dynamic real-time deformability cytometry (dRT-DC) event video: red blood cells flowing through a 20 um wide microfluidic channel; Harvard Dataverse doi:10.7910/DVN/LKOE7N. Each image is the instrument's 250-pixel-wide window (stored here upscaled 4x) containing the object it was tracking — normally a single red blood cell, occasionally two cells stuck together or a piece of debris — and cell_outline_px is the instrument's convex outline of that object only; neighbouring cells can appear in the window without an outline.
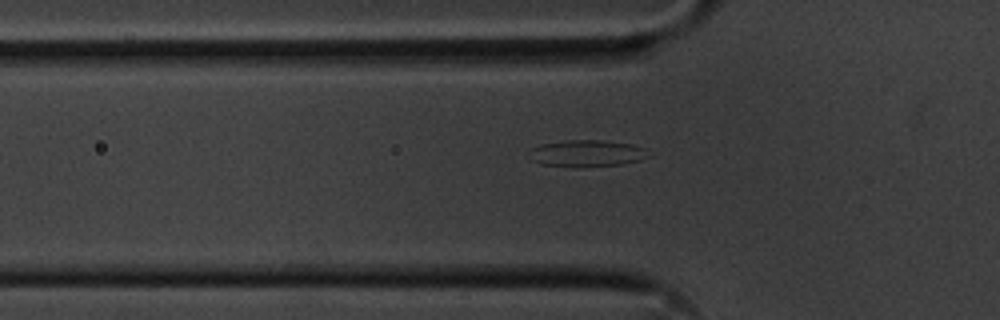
{"species": "common noctule bat (a hibernating species)", "species_latin": "Nyctalus noctula", "temperature_condition": "cold", "stored_images_in_passage": 42, "camera_frame_rate_fps": 3000, "um_per_image_px": 0.085, "animal": {"sex": "male", "body_mass_g": 20.1, "forearm_length_mm": 53.5}, "frame": {"image": 1, "passage_image": 5, "time_ms": 1.333, "image_size_px": [1000, 320], "cell_outline_px": [[644, 156], [640, 160], [624, 164], [540, 164], [528, 160], [532, 148], [540, 144], [568, 140], [600, 140], [632, 144], [644, 148]], "centroid_in_image_um": [49.81, 12.98], "position_along_channel_um": 76.0, "area_um2": 17.4}}
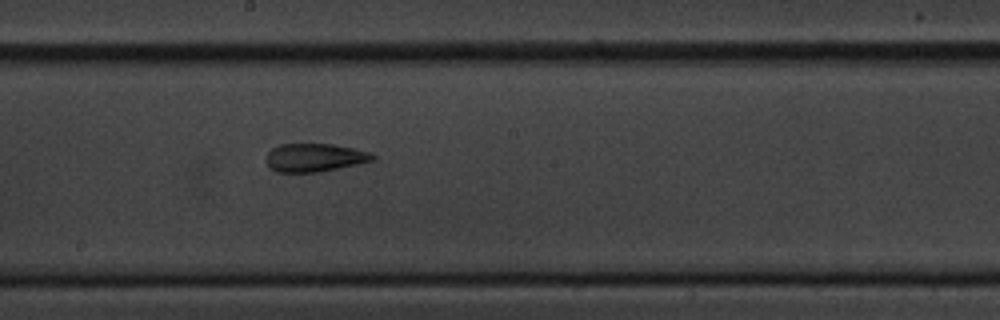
{"frame": {"image": 2, "passage_image": 17, "time_ms": 5.333, "image_size_px": [1000, 320], "cell_outline_px": [[376, 156], [372, 160], [356, 164], [320, 172], [276, 172], [268, 168], [264, 160], [264, 156], [272, 148], [280, 144], [332, 144], [372, 152]], "centroid_in_image_um": [26.67, 13.4], "position_along_channel_um": 221.5, "area_um2": 17.69}}
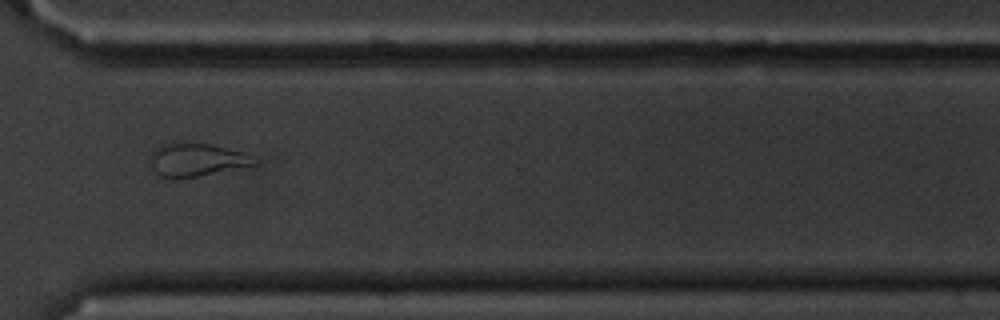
{"frame": {"image": 3, "passage_image": 28, "time_ms": 9.0, "image_size_px": [1000, 320], "cell_outline_px": [[256, 164], [196, 176], [160, 176], [148, 168], [148, 156], [156, 148], [164, 144], [212, 144], [244, 152]], "centroid_in_image_um": [16.59, 13.57], "position_along_channel_um": 354.0, "area_um2": 19.31}, "authors_computed_cell_mechanics": {"area_um2": 17.8313, "velocity_mm_per_s": 3.6155, "shape_relaxation_time_tau1_ms": null, "shape_relaxation_time_tau2_ms": 2.7336, "deformation_change_tau1": null, "deformation_change_tau2": 0.1019}}